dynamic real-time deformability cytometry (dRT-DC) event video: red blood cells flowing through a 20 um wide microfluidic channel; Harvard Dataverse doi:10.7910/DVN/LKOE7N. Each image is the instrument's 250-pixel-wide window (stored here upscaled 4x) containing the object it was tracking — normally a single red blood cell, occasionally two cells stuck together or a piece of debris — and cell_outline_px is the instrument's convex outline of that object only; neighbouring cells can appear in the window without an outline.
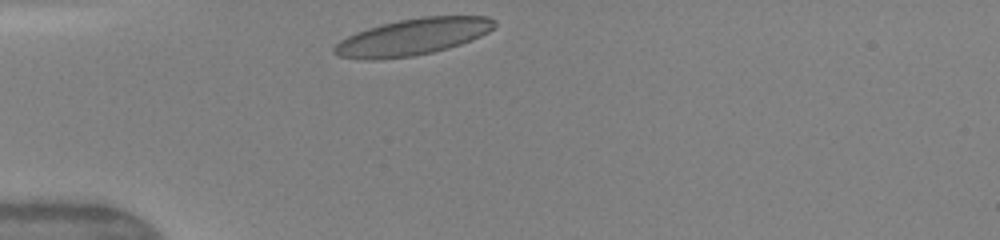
{"species": "human", "species_latin": "Homo sapiens", "temperature_condition": "warm", "stored_images_in_passage": 28, "camera_frame_rate_fps": 3000, "um_per_image_px": 0.085, "donor": {"sex": "female"}, "frame": {"image": 1, "passage_image": 1, "time_ms": 0.0, "image_size_px": [1000, 240], "cell_outline_px": [[496, 24], [488, 32], [472, 40], [448, 48], [432, 52], [412, 56], [380, 60], [364, 60], [340, 56], [332, 52], [332, 48], [340, 40], [356, 32], [380, 24], [420, 16], [488, 16], [496, 20]], "centroid_in_image_um": [35.07, 3.14], "position_along_channel_um": 49.9, "area_um2": 34.28}, "authors_computed_cell_mechanics": {"area_um2": 32.6859, "velocity_mm_per_s": 4.1243, "shape_relaxation_time_tau1_ms": 1.8788, "shape_relaxation_time_tau2_ms": 0.6778, "deformation_change_tau1": 0.1218, "deformation_change_tau2": 0.0667}}